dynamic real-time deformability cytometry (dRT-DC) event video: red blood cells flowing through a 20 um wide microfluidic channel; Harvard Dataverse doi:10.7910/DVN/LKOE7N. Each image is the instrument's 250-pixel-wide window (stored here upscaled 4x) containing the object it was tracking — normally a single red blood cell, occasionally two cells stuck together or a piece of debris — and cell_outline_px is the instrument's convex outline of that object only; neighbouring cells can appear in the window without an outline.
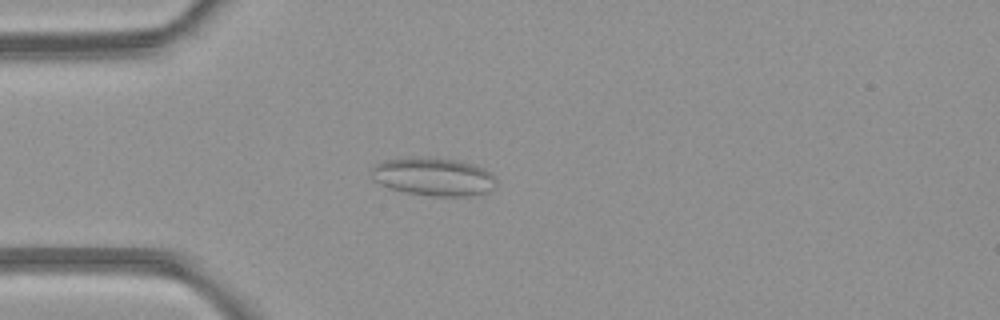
{"species": "common noctule bat (a hibernating species)", "species_latin": "Nyctalus noctula", "temperature_condition": "room temperature", "stored_images_in_passage": 3, "camera_frame_rate_fps": 3000, "um_per_image_px": 0.085, "animal": {"sex": "female", "body_mass_g": 21.9}, "frame": {"image": 1, "passage_image": 3, "time_ms": 2.333, "image_size_px": [1000, 320], "cell_outline_px": [[496, 188], [488, 192], [472, 196], [432, 196], [404, 192], [388, 188], [372, 180], [372, 168], [376, 164], [384, 160], [460, 160], [480, 168], [496, 176]], "centroid_in_image_um": [36.88, 15.09], "position_along_channel_um": 48.1, "area_um2": 26.93}}